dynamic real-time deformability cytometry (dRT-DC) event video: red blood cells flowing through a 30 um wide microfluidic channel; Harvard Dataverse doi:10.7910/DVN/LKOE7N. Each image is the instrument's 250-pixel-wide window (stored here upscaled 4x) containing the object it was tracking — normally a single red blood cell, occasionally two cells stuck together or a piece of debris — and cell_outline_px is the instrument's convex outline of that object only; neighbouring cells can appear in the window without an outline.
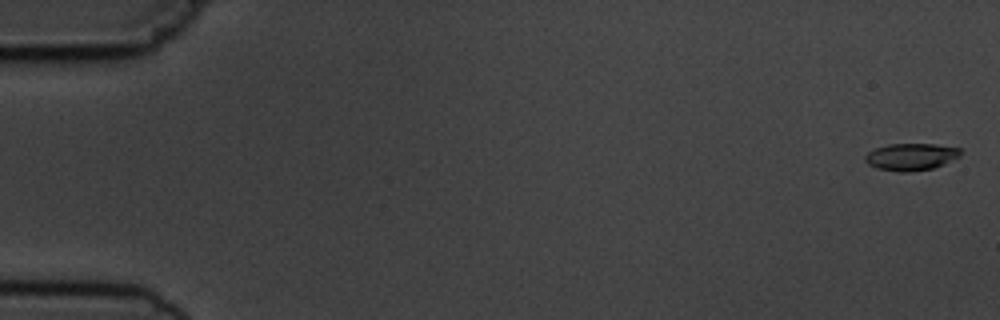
{"species": "common noctule bat (a hibernating species)", "species_latin": "Nyctalus noctula", "temperature_condition": "cold", "stored_images_in_passage": 6, "camera_frame_rate_fps": 3000, "um_per_image_px": 0.085, "animal": {"sex": "male", "body_mass_g": 19.5, "forearm_length_mm": 54.6}, "frame": {"image": 1, "passage_image": 1, "time_ms": 0.0, "image_size_px": [1000, 320], "cell_outline_px": [[960, 156], [944, 164], [932, 168], [908, 172], [900, 172], [876, 168], [868, 164], [864, 160], [864, 156], [868, 152], [876, 148], [888, 144], [936, 144], [960, 148]], "centroid_in_image_um": [77.41, 13.32], "position_along_channel_um": 7.6, "area_um2": 15.03}}
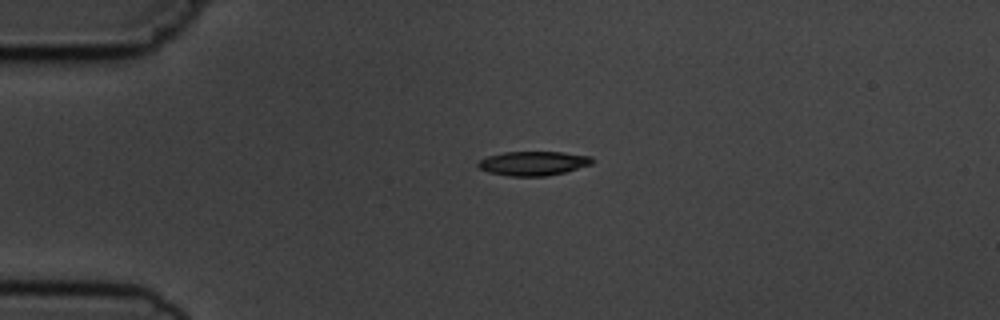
{"frame": {"image": 2, "passage_image": 4, "time_ms": 4.0, "image_size_px": [1000, 320], "cell_outline_px": [[592, 164], [564, 172], [544, 176], [508, 176], [488, 172], [480, 168], [476, 164], [480, 160], [488, 156], [504, 152], [564, 152], [592, 156]], "centroid_in_image_um": [45.32, 13.88], "position_along_channel_um": 39.7, "area_um2": 16.01}}
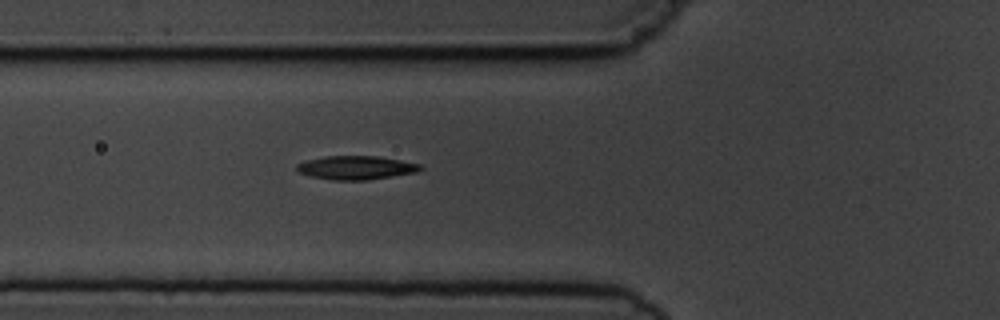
{"frame": {"image": 3, "passage_image": 6, "time_ms": 6.333, "image_size_px": [1000, 320], "cell_outline_px": [[424, 168], [416, 172], [368, 180], [332, 180], [312, 176], [300, 172], [296, 168], [296, 164], [304, 160], [324, 156], [380, 156], [420, 164]], "centroid_in_image_um": [30.26, 14.24], "position_along_channel_um": 95.5, "area_um2": 17.05}}